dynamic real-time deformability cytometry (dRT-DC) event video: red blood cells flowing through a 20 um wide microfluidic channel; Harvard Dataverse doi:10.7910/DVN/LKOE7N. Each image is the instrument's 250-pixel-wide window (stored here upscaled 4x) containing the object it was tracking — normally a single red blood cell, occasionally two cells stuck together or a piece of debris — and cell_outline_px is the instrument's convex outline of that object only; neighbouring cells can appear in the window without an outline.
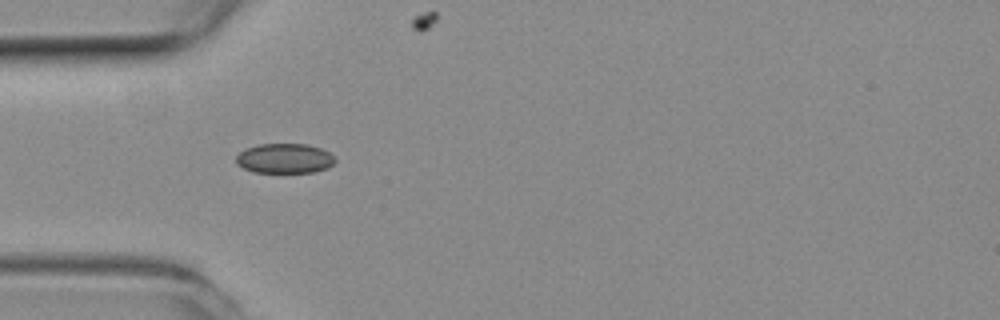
{"species": "common noctule bat (a hibernating species)", "species_latin": "Nyctalus noctula", "temperature_condition": "room temperature", "stored_images_in_passage": 18, "camera_frame_rate_fps": 3000, "um_per_image_px": 0.085, "animal": {"sex": "female", "body_mass_g": 19.3, "forearm_length_mm": 54.1}, "frame": {"image": 1, "passage_image": 15, "time_ms": 4.667, "image_size_px": [1000, 320], "cell_outline_px": [[336, 160], [328, 168], [312, 172], [252, 172], [236, 164], [236, 156], [244, 148], [260, 144], [304, 144], [320, 148], [328, 152]], "centroid_in_image_um": [24.15, 13.46], "position_along_channel_um": 60.8, "area_um2": 17.11}}